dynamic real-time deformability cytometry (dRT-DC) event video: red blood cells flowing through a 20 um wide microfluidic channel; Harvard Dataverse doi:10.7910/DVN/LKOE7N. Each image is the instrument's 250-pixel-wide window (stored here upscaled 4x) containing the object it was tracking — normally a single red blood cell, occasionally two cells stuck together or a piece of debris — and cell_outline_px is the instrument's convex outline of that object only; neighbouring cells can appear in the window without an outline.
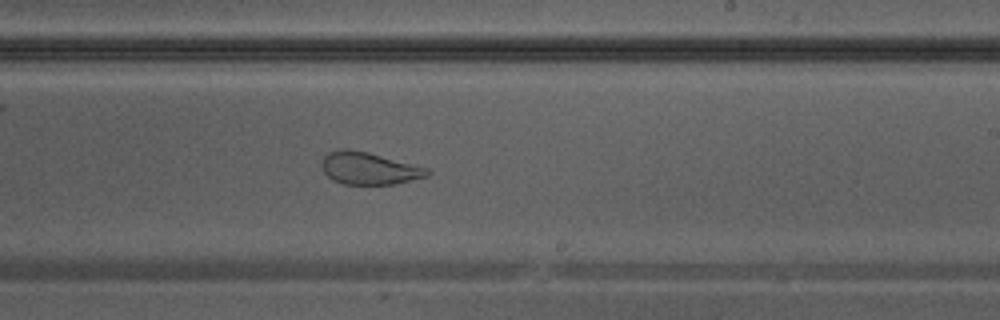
{"species": "Egyptian fruit bat (a non-hibernating species)", "species_latin": "Rousettus aegyptiacus", "temperature_condition": "warm", "stored_images_in_passage": 30, "camera_frame_rate_fps": 3000, "um_per_image_px": 0.085, "animal": {"sex": "male"}, "frame": {"image": 1, "passage_image": 18, "time_ms": 5.667, "image_size_px": [1000, 320], "cell_outline_px": [[432, 172], [428, 176], [396, 184], [344, 184], [328, 176], [324, 172], [320, 164], [324, 156], [328, 152], [340, 148], [348, 148], [368, 152], [428, 168]], "centroid_in_image_um": [31.37, 14.3], "position_along_channel_um": 257.6, "area_um2": 19.88}}